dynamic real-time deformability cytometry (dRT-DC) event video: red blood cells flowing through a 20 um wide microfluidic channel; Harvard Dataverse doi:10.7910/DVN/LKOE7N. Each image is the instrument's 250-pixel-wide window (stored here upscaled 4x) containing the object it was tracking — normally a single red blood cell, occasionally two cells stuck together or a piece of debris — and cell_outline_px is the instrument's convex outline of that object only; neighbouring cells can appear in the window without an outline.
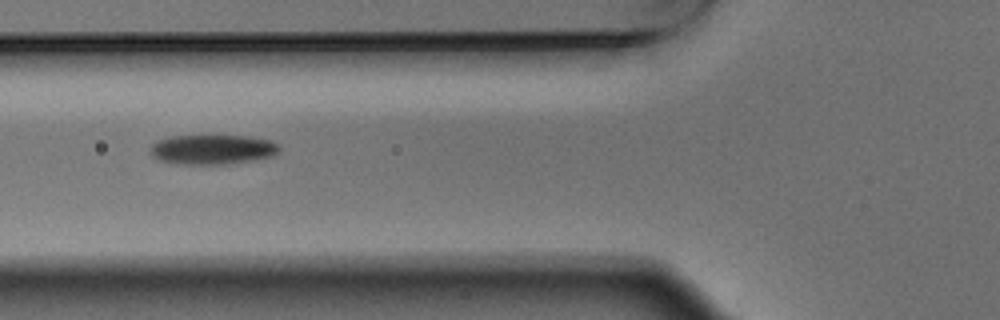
{"species": "Egyptian fruit bat (a non-hibernating species)", "species_latin": "Rousettus aegyptiacus", "temperature_condition": "warm", "stored_images_in_passage": 6, "camera_frame_rate_fps": 3000, "um_per_image_px": 0.085, "animal": {"sex": "male"}, "frame": {"image": 1, "passage_image": 5, "time_ms": 1.333, "image_size_px": [1000, 320], "cell_outline_px": [[280, 152], [272, 156], [252, 160], [228, 164], [176, 164], [160, 160], [152, 156], [152, 144], [160, 140], [172, 136], [252, 136], [268, 140], [280, 144]], "centroid_in_image_um": [18.12, 12.71], "position_along_channel_um": 107.7, "area_um2": 22.25}}
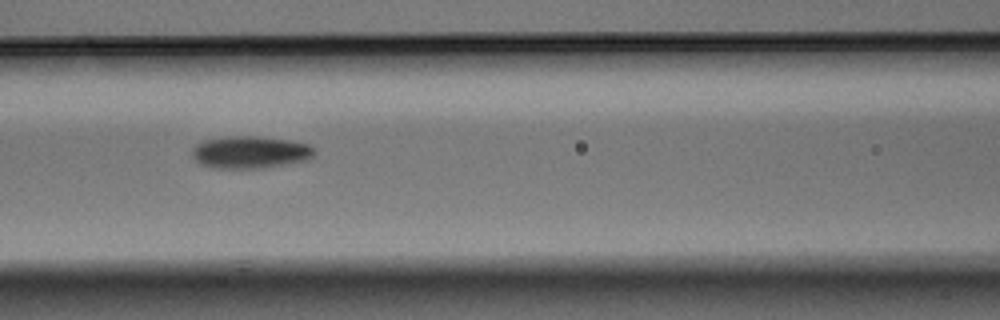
{"frame": {"image": 2, "passage_image": 6, "time_ms": 1.667, "image_size_px": [1000, 320], "cell_outline_px": [[316, 152], [308, 160], [264, 168], [212, 168], [200, 164], [192, 160], [192, 148], [196, 144], [204, 140], [224, 136], [260, 136], [288, 140], [308, 144], [316, 148]], "centroid_in_image_um": [21.24, 12.94], "position_along_channel_um": 145.4, "area_um2": 23.41}}